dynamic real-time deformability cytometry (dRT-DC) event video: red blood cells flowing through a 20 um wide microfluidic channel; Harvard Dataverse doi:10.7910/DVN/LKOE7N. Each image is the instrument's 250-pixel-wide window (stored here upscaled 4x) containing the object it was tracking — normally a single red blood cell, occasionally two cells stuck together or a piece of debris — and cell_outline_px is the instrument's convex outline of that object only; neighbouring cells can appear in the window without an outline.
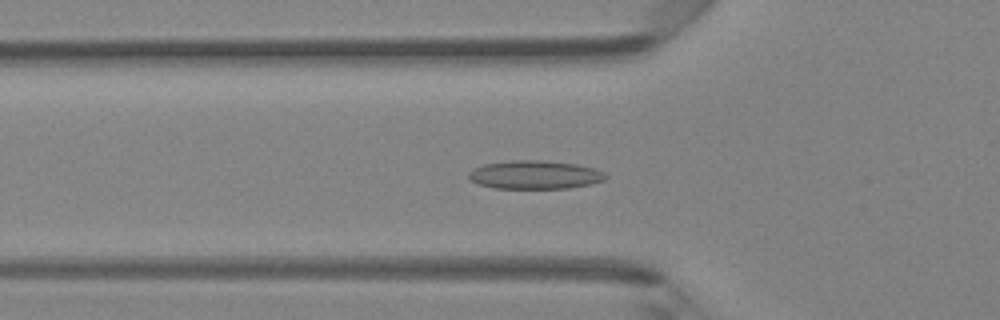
{"species": "Egyptian fruit bat (a non-hibernating species)", "species_latin": "Rousettus aegyptiacus", "temperature_condition": "room temperature", "stored_images_in_passage": 47, "camera_frame_rate_fps": 3000, "um_per_image_px": 0.085, "animal": {"sex": "female"}, "frame": {"image": 1, "passage_image": 16, "time_ms": 5.0, "image_size_px": [1000, 320], "cell_outline_px": [[608, 176], [604, 180], [592, 184], [568, 188], [496, 188], [480, 184], [472, 180], [468, 176], [468, 172], [472, 168], [484, 164], [512, 160], [544, 160], [576, 164], [596, 168], [604, 172]], "centroid_in_image_um": [45.49, 14.84], "position_along_channel_um": 80.3, "area_um2": 22.77}}
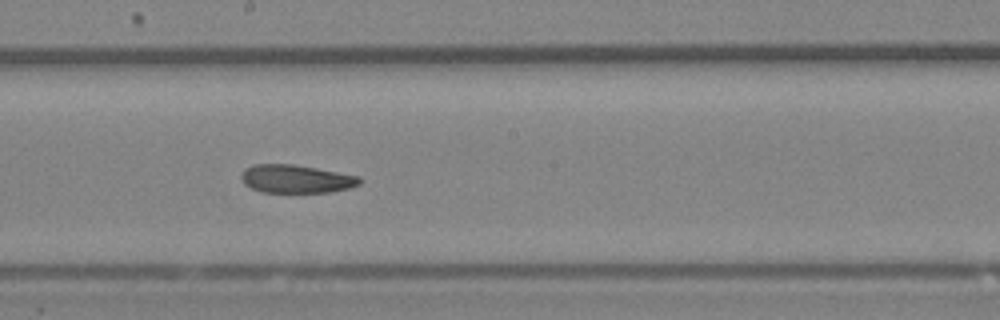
{"frame": {"image": 2, "passage_image": 26, "time_ms": 8.333, "image_size_px": [1000, 320], "cell_outline_px": [[360, 184], [348, 188], [332, 192], [260, 192], [244, 184], [240, 176], [244, 168], [252, 164], [292, 164], [316, 168], [360, 176]], "centroid_in_image_um": [25.13, 15.2], "position_along_channel_um": 223.1, "area_um2": 19.48}}
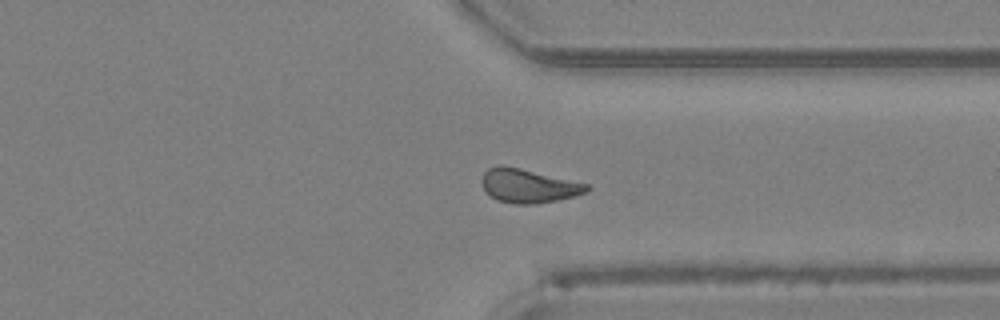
{"frame": {"image": 3, "passage_image": 36, "time_ms": 11.667, "image_size_px": [1000, 320], "cell_outline_px": [[592, 188], [576, 196], [536, 204], [516, 204], [496, 200], [484, 188], [480, 180], [484, 172], [488, 168], [496, 164], [500, 164], [520, 168], [588, 184]], "centroid_in_image_um": [44.89, 15.79], "position_along_channel_um": 366.5, "area_um2": 20.63}, "authors_computed_cell_mechanics": {"area_um2": 20.6346, "velocity_mm_per_s": 4.2942, "shape_relaxation_time_tau1_ms": 10.2009, "shape_relaxation_time_tau2_ms": 1.7831, "deformation_change_tau1": 0.2133, "deformation_change_tau2": 0.0773}}